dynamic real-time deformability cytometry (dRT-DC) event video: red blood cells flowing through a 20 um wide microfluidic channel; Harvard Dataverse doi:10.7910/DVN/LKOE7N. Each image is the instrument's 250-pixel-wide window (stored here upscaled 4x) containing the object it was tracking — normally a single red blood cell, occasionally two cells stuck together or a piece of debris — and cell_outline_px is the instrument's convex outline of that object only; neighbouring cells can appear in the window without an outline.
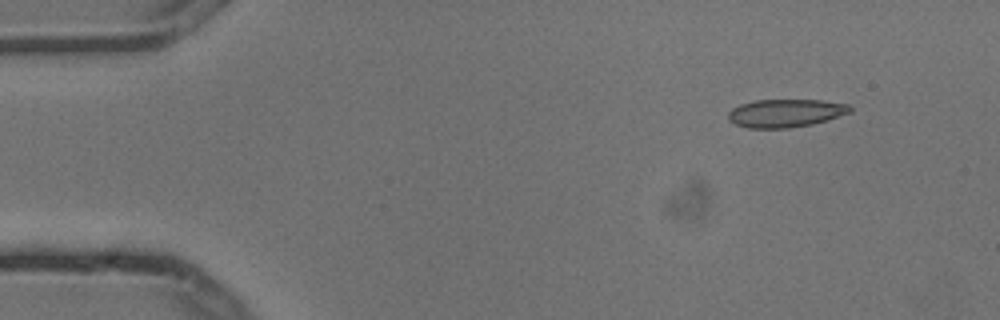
{"species": "common noctule bat (a hibernating species)", "species_latin": "Nyctalus noctula", "temperature_condition": "cold", "stored_images_in_passage": 5, "camera_frame_rate_fps": 3000, "um_per_image_px": 0.085, "animal": {"sex": "male", "body_mass_g": 13.3}, "frame": {"image": 1, "passage_image": 2, "time_ms": 0.333, "image_size_px": [1000, 320], "cell_outline_px": [[852, 112], [828, 120], [812, 124], [788, 128], [748, 128], [736, 124], [728, 120], [728, 112], [732, 108], [740, 104], [756, 100], [820, 100], [848, 104], [852, 108]], "centroid_in_image_um": [66.78, 9.61], "position_along_channel_um": 18.2, "area_um2": 20.0}}
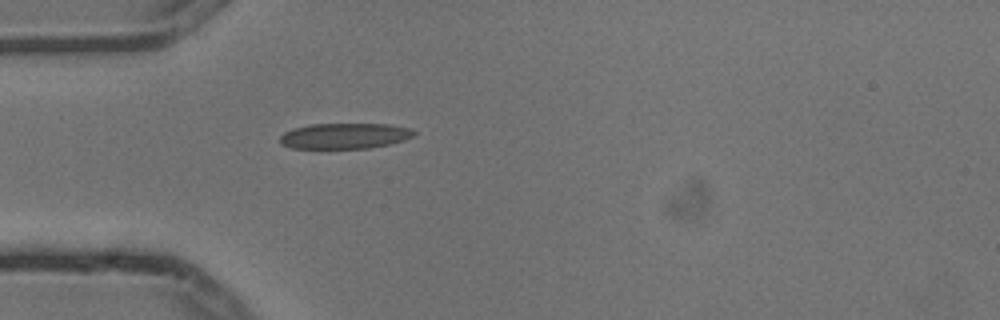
{"frame": {"image": 2, "passage_image": 5, "time_ms": 1.333, "image_size_px": [1000, 320], "cell_outline_px": [[416, 136], [404, 140], [388, 144], [368, 148], [292, 148], [284, 144], [280, 140], [280, 136], [284, 132], [292, 128], [308, 124], [388, 124], [408, 128], [416, 132]], "centroid_in_image_um": [29.3, 11.54], "position_along_channel_um": 55.7, "area_um2": 19.94}}